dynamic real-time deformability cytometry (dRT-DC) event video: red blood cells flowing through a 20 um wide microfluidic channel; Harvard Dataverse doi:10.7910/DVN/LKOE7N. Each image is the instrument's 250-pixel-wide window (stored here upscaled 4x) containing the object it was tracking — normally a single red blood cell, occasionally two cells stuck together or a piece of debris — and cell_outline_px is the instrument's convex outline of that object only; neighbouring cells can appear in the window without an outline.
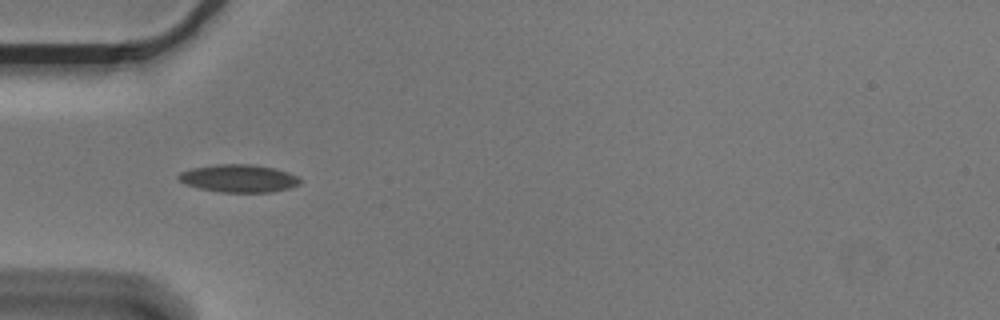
{"species": "Egyptian fruit bat (a non-hibernating species)", "species_latin": "Rousettus aegyptiacus", "temperature_condition": "cold", "stored_images_in_passage": 2, "camera_frame_rate_fps": 3000, "um_per_image_px": 0.085, "animal": {"sex": "male"}, "frame": {"image": 1, "passage_image": 2, "time_ms": 0.333, "image_size_px": [1000, 320], "cell_outline_px": [[300, 184], [288, 188], [272, 192], [220, 192], [200, 188], [184, 184], [176, 176], [180, 172], [192, 168], [216, 164], [252, 164], [272, 168], [288, 172], [296, 176], [300, 180]], "centroid_in_image_um": [20.26, 15.16], "position_along_channel_um": 64.7, "area_um2": 19.54}}